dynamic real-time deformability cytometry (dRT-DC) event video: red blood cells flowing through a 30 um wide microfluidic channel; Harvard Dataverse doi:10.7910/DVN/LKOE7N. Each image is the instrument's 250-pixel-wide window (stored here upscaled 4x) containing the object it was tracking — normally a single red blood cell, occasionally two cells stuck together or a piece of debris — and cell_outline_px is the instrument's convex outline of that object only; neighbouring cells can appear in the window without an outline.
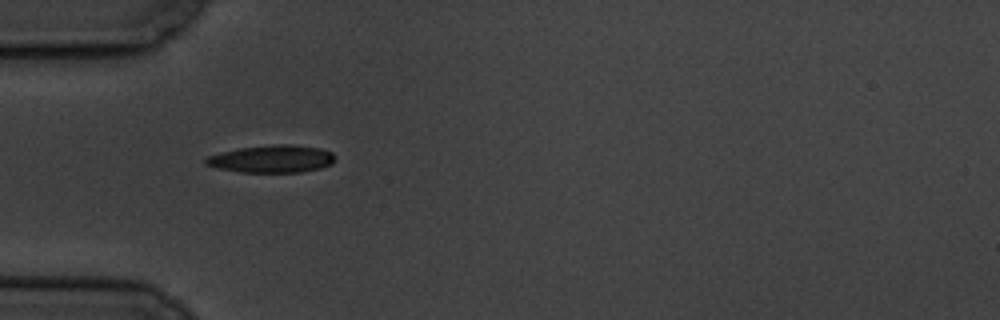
{"species": "common noctule bat (a hibernating species)", "species_latin": "Nyctalus noctula", "temperature_condition": "cold", "stored_images_in_passage": 2, "camera_frame_rate_fps": 3000, "um_per_image_px": 0.085, "animal": {"sex": "male", "body_mass_g": 19.5, "forearm_length_mm": 54.6}, "frame": {"image": 1, "passage_image": 1, "time_ms": 0.0, "image_size_px": [1000, 320], "cell_outline_px": [[336, 160], [332, 164], [320, 168], [300, 172], [240, 172], [220, 168], [204, 164], [204, 160], [208, 156], [240, 148], [280, 144], [288, 144], [320, 148], [332, 152], [336, 156]], "centroid_in_image_um": [23.17, 13.51], "position_along_channel_um": 61.8, "area_um2": 20.52}}
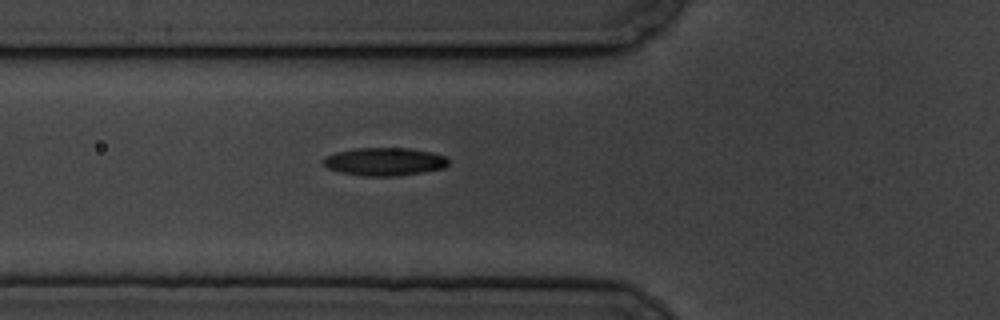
{"frame": {"image": 2, "passage_image": 2, "time_ms": 1.0, "image_size_px": [1000, 320], "cell_outline_px": [[448, 164], [444, 168], [424, 172], [396, 176], [364, 176], [340, 172], [328, 168], [320, 160], [324, 156], [336, 152], [356, 148], [408, 148], [432, 152], [444, 156], [448, 160]], "centroid_in_image_um": [32.66, 13.74], "position_along_channel_um": 93.1, "area_um2": 20.52}}